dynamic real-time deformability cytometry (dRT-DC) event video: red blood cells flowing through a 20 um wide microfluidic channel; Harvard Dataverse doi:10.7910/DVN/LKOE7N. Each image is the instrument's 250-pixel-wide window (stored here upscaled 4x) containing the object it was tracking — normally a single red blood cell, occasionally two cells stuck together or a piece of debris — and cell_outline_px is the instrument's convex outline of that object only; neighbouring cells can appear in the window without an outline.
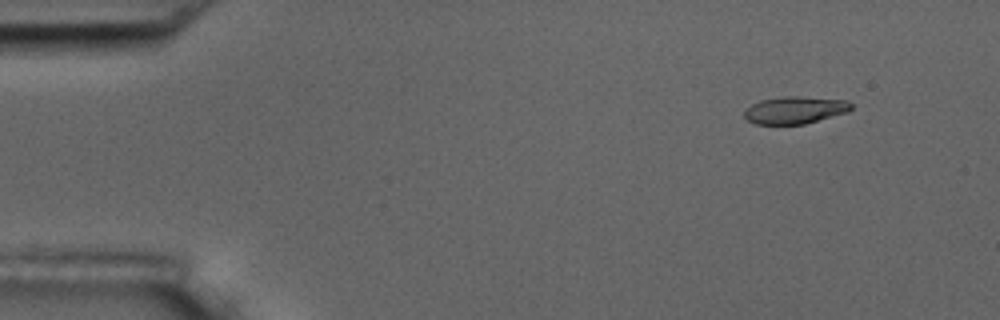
{"species": "common noctule bat (a hibernating species)", "species_latin": "Nyctalus noctula", "temperature_condition": "room temperature", "stored_images_in_passage": 5, "segment_of_instrument_passage": [2, 2], "camera_frame_rate_fps": 3000, "um_per_image_px": 0.085, "animal": {"sex": "male", "body_mass_g": 17.5, "forearm_length_mm": 52.3}, "frame": {"image": 1, "passage_image": 5, "time_ms": 5.0, "image_size_px": [1000, 320], "cell_outline_px": [[852, 108], [848, 112], [804, 124], [756, 124], [748, 120], [744, 116], [744, 112], [752, 104], [760, 100], [788, 96], [796, 96], [848, 100], [852, 104]], "centroid_in_image_um": [67.6, 9.35], "position_along_channel_um": 17.4, "area_um2": 16.88}}